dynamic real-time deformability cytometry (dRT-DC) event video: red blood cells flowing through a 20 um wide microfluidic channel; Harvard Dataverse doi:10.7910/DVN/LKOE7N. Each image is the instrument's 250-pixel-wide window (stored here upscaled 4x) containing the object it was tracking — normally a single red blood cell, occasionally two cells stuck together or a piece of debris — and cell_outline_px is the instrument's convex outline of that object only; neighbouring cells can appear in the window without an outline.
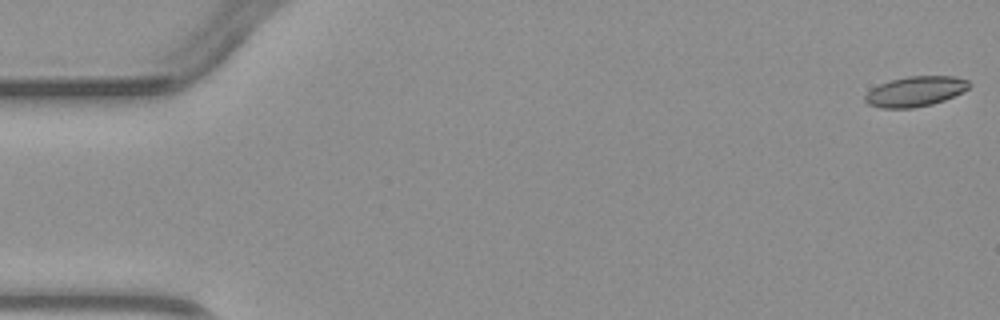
{"species": "common noctule bat (a hibernating species)", "species_latin": "Nyctalus noctula", "temperature_condition": "warm", "stored_images_in_passage": 6, "camera_frame_rate_fps": 3000, "um_per_image_px": 0.085, "animal": {"sex": "male", "body_mass_g": 23.1, "forearm_length_mm": 52.7}, "frame": {"image": 1, "passage_image": 1, "time_ms": 0.0, "image_size_px": [1000, 320], "cell_outline_px": [[972, 84], [964, 92], [944, 100], [932, 104], [912, 108], [880, 108], [868, 104], [864, 100], [864, 96], [872, 88], [880, 84], [892, 80], [908, 76], [952, 76], [968, 80]], "centroid_in_image_um": [77.82, 7.77], "position_along_channel_um": 7.2, "area_um2": 18.26}}
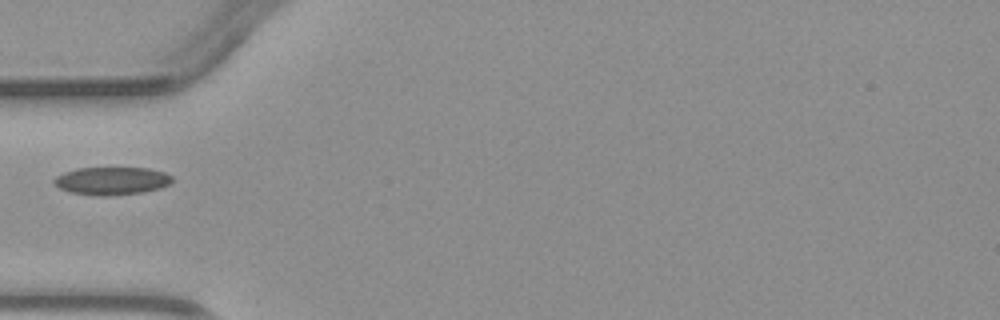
{"frame": {"image": 2, "passage_image": 5, "time_ms": 5.0, "image_size_px": [1000, 320], "cell_outline_px": [[172, 180], [168, 184], [160, 188], [144, 192], [108, 196], [100, 196], [68, 192], [52, 184], [52, 180], [56, 176], [64, 172], [76, 168], [148, 168], [164, 172], [172, 176]], "centroid_in_image_um": [9.45, 15.37], "position_along_channel_um": 75.5, "area_um2": 19.31}}
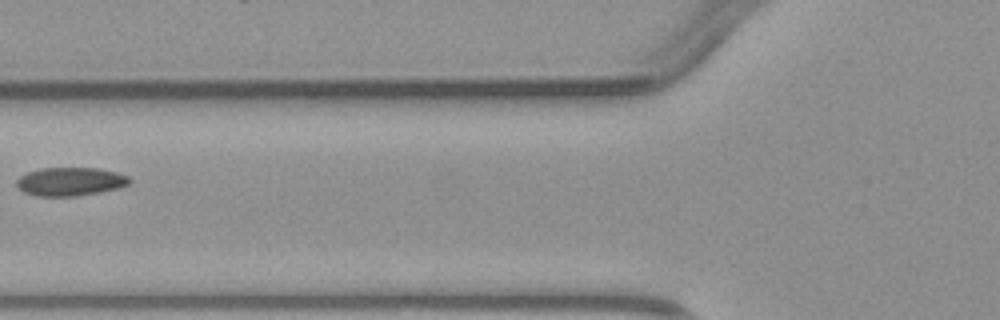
{"frame": {"image": 3, "passage_image": 6, "time_ms": 6.0, "image_size_px": [1000, 320], "cell_outline_px": [[132, 180], [128, 184], [116, 188], [100, 192], [76, 196], [40, 196], [24, 192], [16, 184], [16, 180], [20, 176], [28, 172], [40, 168], [96, 168], [116, 172], [128, 176]], "centroid_in_image_um": [5.97, 15.43], "position_along_channel_um": 119.8, "area_um2": 18.55}}